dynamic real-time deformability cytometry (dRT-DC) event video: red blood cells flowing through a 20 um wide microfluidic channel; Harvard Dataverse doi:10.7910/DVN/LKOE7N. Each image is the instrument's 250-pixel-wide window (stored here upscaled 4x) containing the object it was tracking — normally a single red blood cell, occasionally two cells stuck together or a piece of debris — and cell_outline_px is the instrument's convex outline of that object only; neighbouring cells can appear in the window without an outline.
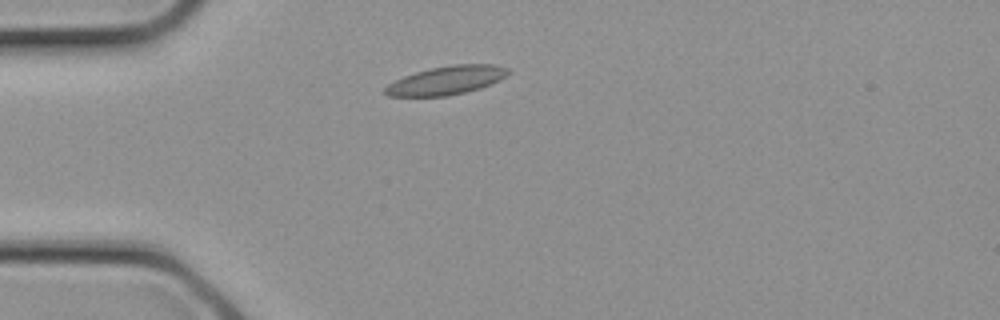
{"species": "common noctule bat (a hibernating species)", "species_latin": "Nyctalus noctula", "temperature_condition": "cold", "stored_images_in_passage": 17, "camera_frame_rate_fps": 3000, "um_per_image_px": 0.085, "animal": {"sex": "female", "body_mass_g": 21.9}, "frame": {"image": 1, "passage_image": 4, "time_ms": 1.0, "image_size_px": [1000, 320], "cell_outline_px": [[512, 72], [500, 80], [492, 84], [480, 88], [448, 96], [388, 96], [380, 92], [388, 84], [404, 76], [416, 72], [432, 68], [452, 64], [496, 64], [508, 68]], "centroid_in_image_um": [37.97, 6.83], "position_along_channel_um": 47.0, "area_um2": 20.63}}
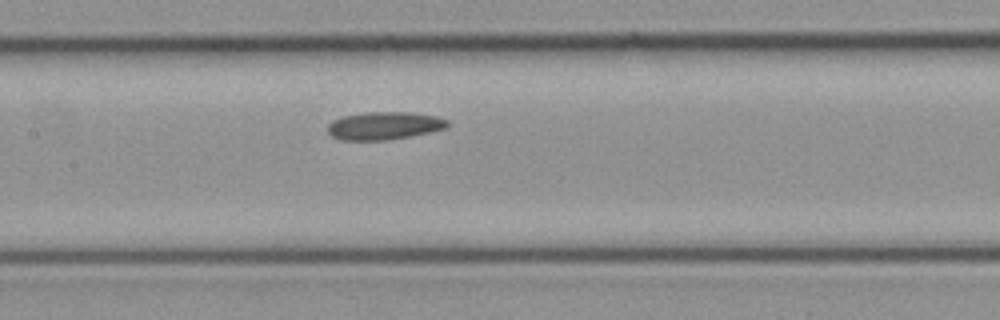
{"frame": {"image": 2, "passage_image": 10, "time_ms": 3.0, "image_size_px": [1000, 320], "cell_outline_px": [[448, 128], [388, 140], [340, 140], [332, 136], [328, 132], [328, 124], [332, 120], [344, 116], [364, 112], [412, 112], [436, 116], [448, 120]], "centroid_in_image_um": [32.65, 10.68], "position_along_channel_um": 174.8, "area_um2": 19.42}}
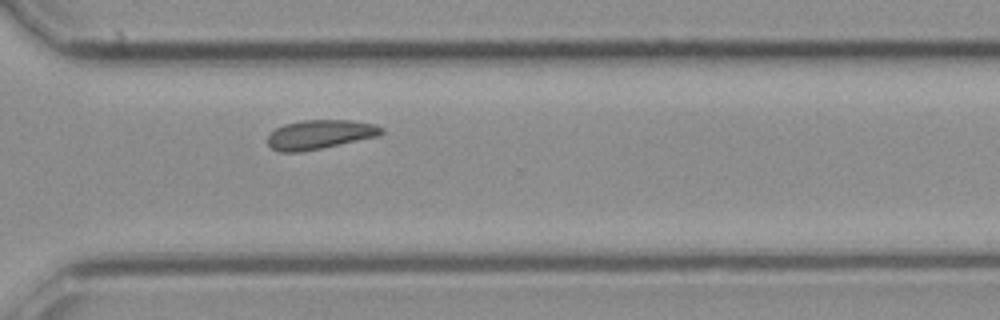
{"frame": {"image": 3, "passage_image": 17, "time_ms": 5.333, "image_size_px": [1000, 320], "cell_outline_px": [[384, 132], [380, 136], [300, 152], [280, 152], [272, 148], [268, 144], [268, 136], [276, 128], [284, 124], [304, 120], [352, 120], [372, 124], [384, 128]], "centroid_in_image_um": [27.2, 11.43], "position_along_channel_um": 343.4, "area_um2": 19.25}}